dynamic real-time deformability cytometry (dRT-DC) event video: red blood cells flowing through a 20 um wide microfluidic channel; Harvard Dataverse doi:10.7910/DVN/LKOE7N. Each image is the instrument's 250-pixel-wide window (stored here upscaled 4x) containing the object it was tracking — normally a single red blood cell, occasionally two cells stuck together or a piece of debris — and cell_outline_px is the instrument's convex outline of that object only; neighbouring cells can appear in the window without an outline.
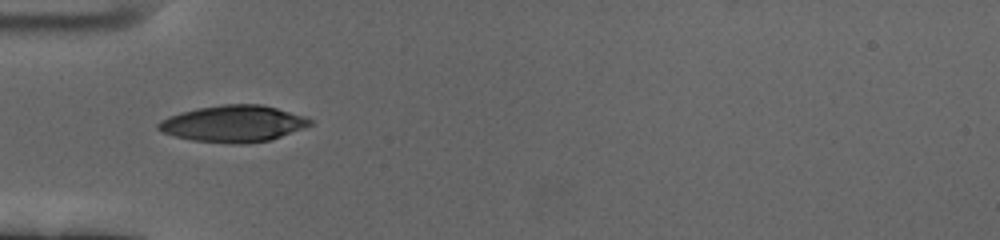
{"species": "human", "species_latin": "Homo sapiens", "temperature_condition": "cold", "stored_images_in_passage": 1, "camera_frame_rate_fps": 3000, "um_per_image_px": 0.085, "donor": {"sex": "female"}, "frame": {"image": 1, "passage_image": 1, "time_ms": 0.0, "image_size_px": [1000, 240], "cell_outline_px": [[312, 124], [304, 128], [272, 140], [244, 144], [232, 144], [192, 140], [160, 132], [156, 128], [156, 124], [160, 120], [168, 116], [180, 112], [196, 108], [224, 104], [260, 104], [276, 108], [304, 116], [312, 120]], "centroid_in_image_um": [19.81, 10.52], "position_along_channel_um": 65.2, "area_um2": 32.54}}